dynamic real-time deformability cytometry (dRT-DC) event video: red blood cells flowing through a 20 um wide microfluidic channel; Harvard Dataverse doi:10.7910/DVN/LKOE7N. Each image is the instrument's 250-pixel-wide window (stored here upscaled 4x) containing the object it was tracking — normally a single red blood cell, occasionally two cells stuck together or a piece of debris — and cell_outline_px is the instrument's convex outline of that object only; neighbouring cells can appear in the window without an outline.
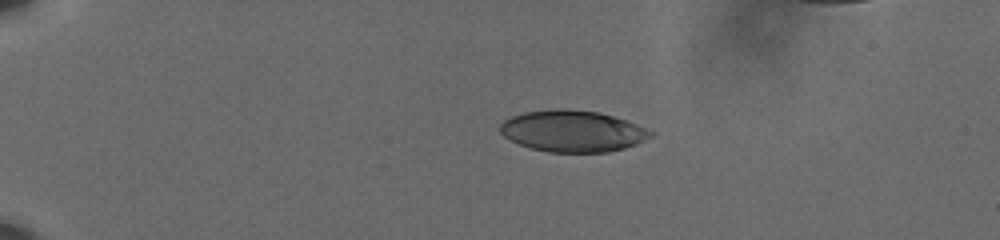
{"species": "human", "species_latin": "Homo sapiens", "temperature_condition": "cold", "stored_images_in_passage": 46, "camera_frame_rate_fps": 3000, "um_per_image_px": 0.085, "donor": {"sex": "male"}, "frame": {"image": 1, "passage_image": 1, "time_ms": 0.0, "image_size_px": [1000, 240], "cell_outline_px": [[656, 132], [652, 136], [636, 144], [624, 148], [608, 152], [548, 152], [532, 148], [520, 144], [504, 136], [500, 132], [500, 124], [504, 120], [512, 116], [524, 112], [552, 108], [568, 108], [596, 112], [612, 116], [636, 124]], "centroid_in_image_um": [48.67, 11.13], "position_along_channel_um": 36.3, "area_um2": 36.3}}
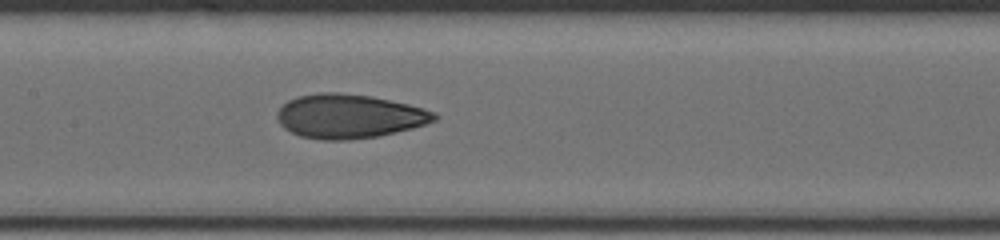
{"frame": {"image": 2, "passage_image": 19, "time_ms": 6.0, "image_size_px": [1000, 240], "cell_outline_px": [[440, 116], [436, 120], [412, 128], [380, 136], [348, 140], [320, 140], [300, 136], [284, 128], [280, 124], [276, 116], [276, 112], [288, 100], [296, 96], [320, 92], [336, 92], [372, 96], [408, 104], [424, 108], [436, 112]], "centroid_in_image_um": [29.68, 9.88], "position_along_channel_um": 177.7, "area_um2": 40.63}}
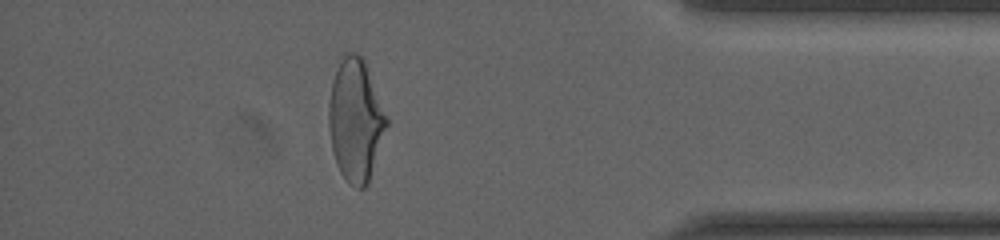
{"frame": {"image": 3, "passage_image": 40, "time_ms": 13.0, "image_size_px": [1000, 240], "cell_outline_px": [[388, 124], [368, 184], [364, 188], [356, 188], [348, 184], [340, 172], [336, 164], [332, 148], [328, 124], [328, 104], [332, 84], [336, 72], [344, 52], [356, 52], [364, 60], [388, 120]], "centroid_in_image_um": [30.21, 10.25], "position_along_channel_um": 405.0, "area_um2": 40.92}, "authors_computed_cell_mechanics": {"area_um2": 39.304, "velocity_mm_per_s": 3.6234, "shape_relaxation_time_tau1_ms": 5.9421, "shape_relaxation_time_tau2_ms": 1.5511, "deformation_change_tau1": 0.1838, "deformation_change_tau2": 0.079}}